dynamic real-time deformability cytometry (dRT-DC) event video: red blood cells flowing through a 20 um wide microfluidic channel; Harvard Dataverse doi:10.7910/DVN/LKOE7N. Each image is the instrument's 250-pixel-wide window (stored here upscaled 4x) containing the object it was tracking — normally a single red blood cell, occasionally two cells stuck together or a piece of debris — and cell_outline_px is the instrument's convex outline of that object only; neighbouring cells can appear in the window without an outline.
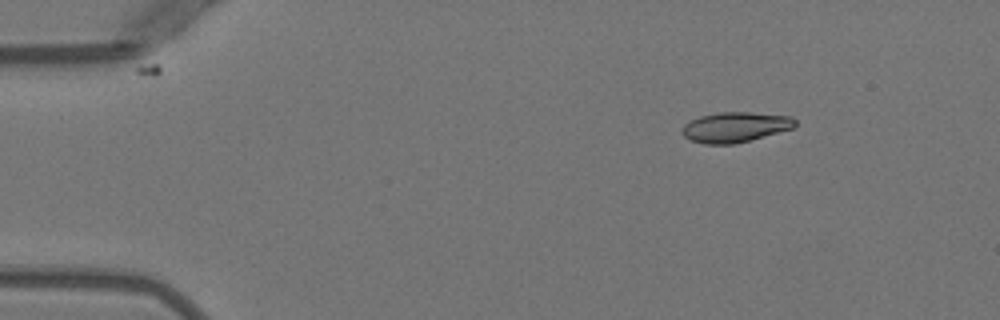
{"species": "Egyptian fruit bat (a non-hibernating species)", "species_latin": "Rousettus aegyptiacus", "temperature_condition": "warm", "stored_images_in_passage": 4, "camera_frame_rate_fps": 3000, "um_per_image_px": 0.085, "animal": {"sex": "female"}, "frame": {"image": 1, "passage_image": 2, "time_ms": 1.333, "image_size_px": [1000, 320], "cell_outline_px": [[796, 124], [792, 128], [748, 140], [732, 144], [704, 144], [688, 140], [680, 132], [680, 128], [684, 124], [700, 116], [720, 112], [752, 112], [792, 116], [796, 120]], "centroid_in_image_um": [62.44, 10.8], "position_along_channel_um": 22.6, "area_um2": 19.83}}